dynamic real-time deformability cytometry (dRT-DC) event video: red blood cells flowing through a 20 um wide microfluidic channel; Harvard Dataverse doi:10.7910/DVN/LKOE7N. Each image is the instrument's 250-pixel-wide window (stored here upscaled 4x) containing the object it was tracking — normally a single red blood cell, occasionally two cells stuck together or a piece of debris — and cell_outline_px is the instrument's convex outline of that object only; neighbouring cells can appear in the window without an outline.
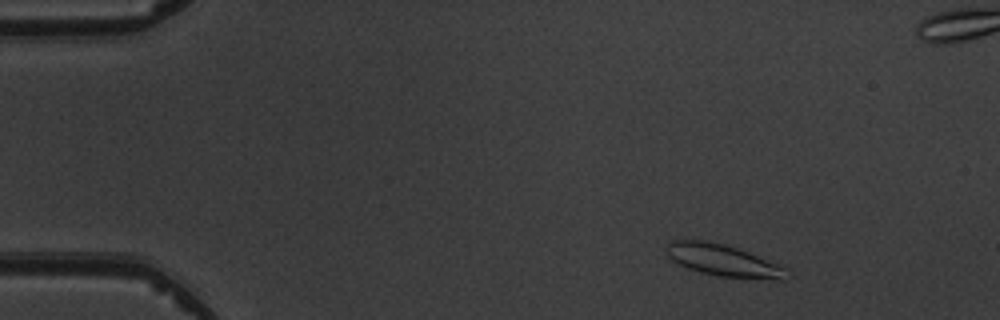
{"species": "common noctule bat (a hibernating species)", "species_latin": "Nyctalus noctula", "temperature_condition": "warm", "stored_images_in_passage": 5, "camera_frame_rate_fps": 3000, "um_per_image_px": 0.085, "animal": {"sex": "male", "body_mass_g": 19.5, "forearm_length_mm": 54.6}, "frame": {"image": 1, "passage_image": 1, "time_ms": 0.0, "image_size_px": [1000, 320], "cell_outline_px": [[788, 280], [780, 280], [720, 276], [700, 272], [688, 268], [672, 260], [668, 256], [668, 240], [708, 240], [724, 244], [736, 248], [780, 264], [784, 268]], "centroid_in_image_um": [61.47, 22.13], "position_along_channel_um": 23.5, "area_um2": 22.02}}